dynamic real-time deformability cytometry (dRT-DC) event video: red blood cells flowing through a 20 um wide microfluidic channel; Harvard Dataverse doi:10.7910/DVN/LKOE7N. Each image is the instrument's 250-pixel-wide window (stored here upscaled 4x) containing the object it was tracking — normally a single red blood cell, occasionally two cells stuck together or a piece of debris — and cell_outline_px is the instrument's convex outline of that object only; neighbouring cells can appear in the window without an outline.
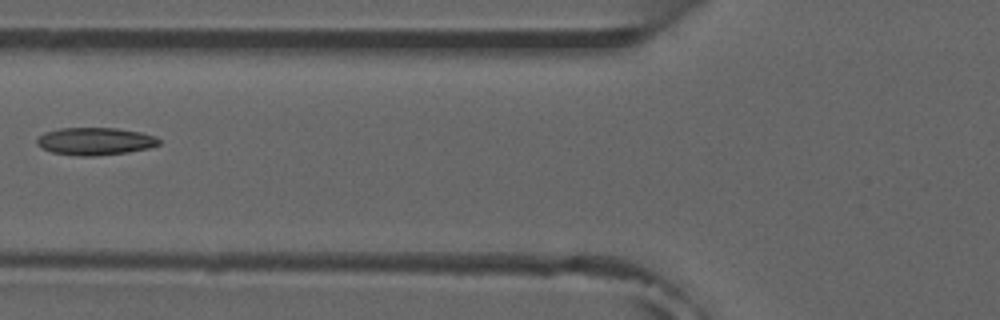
{"species": "common noctule bat (a hibernating species)", "species_latin": "Nyctalus noctula", "temperature_condition": "room temperature", "stored_images_in_passage": 3, "camera_frame_rate_fps": 3000, "um_per_image_px": 0.085, "animal": {"sex": "male", "forearm_length_mm": 52.5}, "frame": {"image": 1, "passage_image": 2, "time_ms": 1.333, "image_size_px": [1000, 320], "cell_outline_px": [[160, 144], [148, 148], [128, 152], [96, 156], [80, 156], [52, 152], [40, 148], [36, 144], [36, 140], [44, 132], [60, 128], [116, 128], [140, 132], [156, 136], [160, 140]], "centroid_in_image_um": [8.07, 12.01], "position_along_channel_um": 117.7, "area_um2": 19.65}}
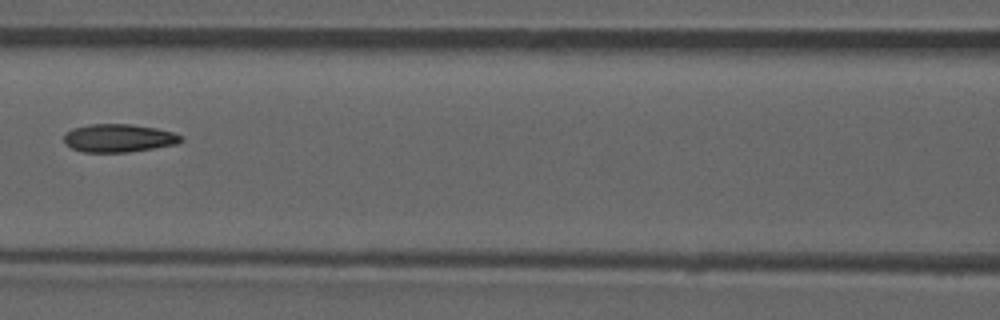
{"frame": {"image": 2, "passage_image": 3, "time_ms": 2.333, "image_size_px": [1000, 320], "cell_outline_px": [[184, 140], [176, 144], [128, 152], [84, 152], [72, 148], [64, 144], [64, 132], [72, 128], [88, 124], [132, 124], [156, 128], [172, 132], [184, 136]], "centroid_in_image_um": [10.06, 11.73], "position_along_channel_um": 156.5, "area_um2": 19.31}}